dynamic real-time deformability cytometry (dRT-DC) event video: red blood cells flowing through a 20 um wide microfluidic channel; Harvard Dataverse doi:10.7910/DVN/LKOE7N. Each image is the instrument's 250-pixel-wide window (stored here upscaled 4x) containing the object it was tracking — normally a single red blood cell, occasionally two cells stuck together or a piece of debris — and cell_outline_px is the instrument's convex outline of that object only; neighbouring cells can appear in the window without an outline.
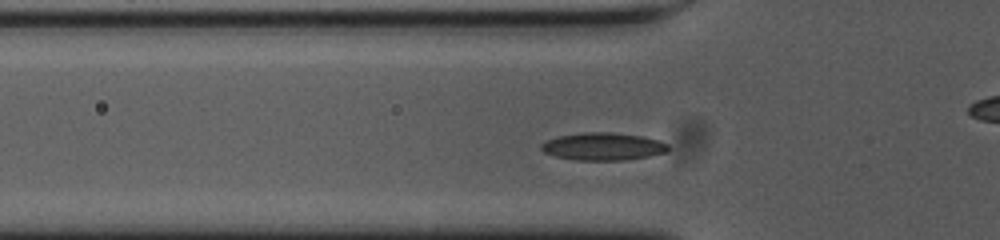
{"species": "common noctule bat (a hibernating species)", "species_latin": "Nyctalus noctula", "temperature_condition": "cold", "stored_images_in_passage": 42, "camera_frame_rate_fps": 3000, "um_per_image_px": 0.085, "animal": {"sex": "female", "body_mass_g": 23.0, "forearm_length_mm": 53.4}, "frame": {"image": 1, "passage_image": 3, "time_ms": 0.667, "image_size_px": [1000, 240], "cell_outline_px": [[668, 148], [664, 152], [648, 156], [624, 160], [576, 160], [556, 156], [544, 152], [540, 148], [540, 144], [548, 140], [560, 136], [584, 132], [612, 132], [640, 136], [660, 140], [668, 144]], "centroid_in_image_um": [51.25, 12.45], "position_along_channel_um": 74.6, "area_um2": 20.17}}
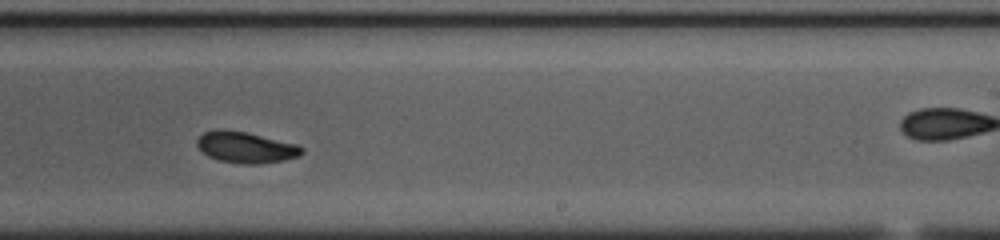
{"frame": {"image": 2, "passage_image": 19, "time_ms": 6.0, "image_size_px": [1000, 240], "cell_outline_px": [[304, 152], [300, 156], [284, 160], [260, 164], [244, 164], [220, 160], [208, 156], [196, 144], [196, 140], [204, 132], [224, 128], [248, 132], [296, 144], [304, 148]], "centroid_in_image_um": [20.92, 12.51], "position_along_channel_um": 268.1, "area_um2": 19.07}}
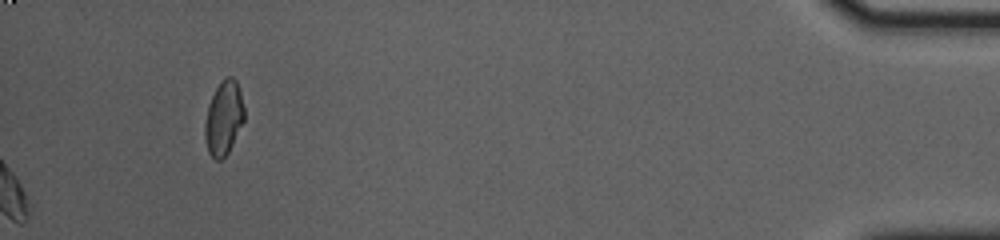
{"frame": {"image": 3, "passage_image": 42, "time_ms": 13.667, "image_size_px": [1000, 240], "cell_outline_px": [[244, 120], [228, 152], [220, 160], [216, 160], [208, 152], [204, 136], [204, 124], [208, 104], [220, 80], [224, 76], [232, 76], [236, 80], [240, 92], [244, 108]], "centroid_in_image_um": [19.0, 10.0], "position_along_channel_um": 416.2, "area_um2": 16.99}, "authors_computed_cell_mechanics": {"area_um2": 18.7272, "velocity_mm_per_s": 3.6313, "shape_relaxation_time_tau1_ms": 7.1474, "shape_relaxation_time_tau2_ms": 2.0526, "deformation_change_tau1": 0.1422, "deformation_change_tau2": 0.0561}}